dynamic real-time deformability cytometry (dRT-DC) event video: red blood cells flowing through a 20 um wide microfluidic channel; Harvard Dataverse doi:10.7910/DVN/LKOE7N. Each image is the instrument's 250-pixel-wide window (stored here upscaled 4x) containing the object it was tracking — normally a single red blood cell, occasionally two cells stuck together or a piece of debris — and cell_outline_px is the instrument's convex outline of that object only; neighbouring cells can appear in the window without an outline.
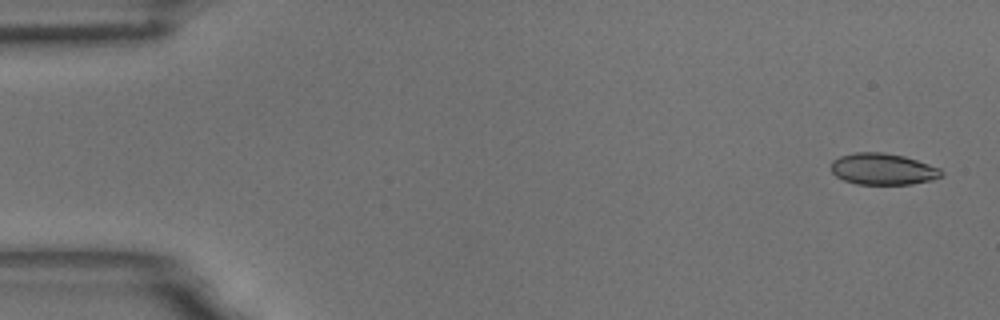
{"species": "common noctule bat (a hibernating species)", "species_latin": "Nyctalus noctula", "temperature_condition": "room temperature", "stored_images_in_passage": 5, "segment_of_instrument_passage": [1, 2], "camera_frame_rate_fps": 3000, "um_per_image_px": 0.085, "animal": {"sex": "male", "body_mass_g": 18.8}, "frame": {"image": 1, "passage_image": 1, "time_ms": 0.0, "image_size_px": [1000, 320], "cell_outline_px": [[944, 176], [932, 180], [912, 184], [856, 184], [844, 180], [836, 176], [832, 172], [832, 160], [840, 156], [856, 152], [884, 152], [904, 156], [940, 168], [944, 172]], "centroid_in_image_um": [75.07, 14.37], "position_along_channel_um": 9.9, "area_um2": 20.29}}